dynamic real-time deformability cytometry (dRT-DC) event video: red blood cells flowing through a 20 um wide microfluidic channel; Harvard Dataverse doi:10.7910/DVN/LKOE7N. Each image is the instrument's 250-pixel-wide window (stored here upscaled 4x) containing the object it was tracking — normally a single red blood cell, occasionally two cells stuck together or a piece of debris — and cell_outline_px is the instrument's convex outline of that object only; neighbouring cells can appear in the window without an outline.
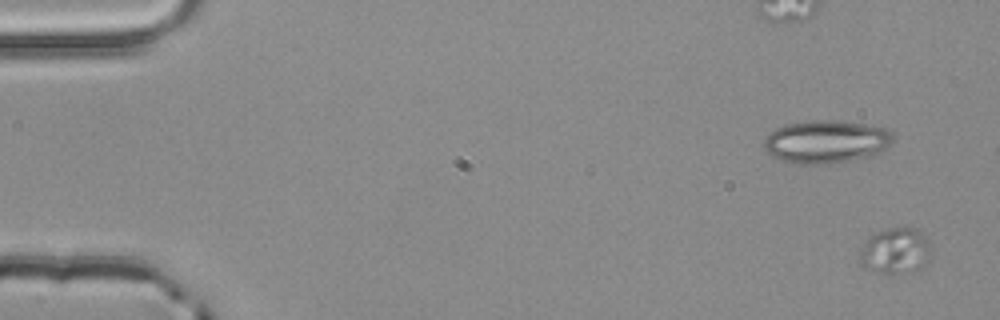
{"species": "common noctule bat (a hibernating species)", "species_latin": "Nyctalus noctula", "temperature_condition": "room temperature", "stored_images_in_passage": 4, "segment_of_instrument_passage": [2, 2], "camera_frame_rate_fps": 3000, "um_per_image_px": 0.085, "animal": {"sex": "male", "body_mass_g": 20.4}, "frame": {"image": 1, "passage_image": 4, "time_ms": 1.0, "image_size_px": [1000, 320], "cell_outline_px": [[932, 256], [920, 272], [892, 276], [888, 276], [864, 268], [860, 264], [856, 252], [864, 240], [872, 232], [884, 228], [904, 224], [916, 228], [924, 236], [932, 252]], "centroid_in_image_um": [76.06, 21.34], "position_along_channel_um": 8.9, "area_um2": 21.04}}